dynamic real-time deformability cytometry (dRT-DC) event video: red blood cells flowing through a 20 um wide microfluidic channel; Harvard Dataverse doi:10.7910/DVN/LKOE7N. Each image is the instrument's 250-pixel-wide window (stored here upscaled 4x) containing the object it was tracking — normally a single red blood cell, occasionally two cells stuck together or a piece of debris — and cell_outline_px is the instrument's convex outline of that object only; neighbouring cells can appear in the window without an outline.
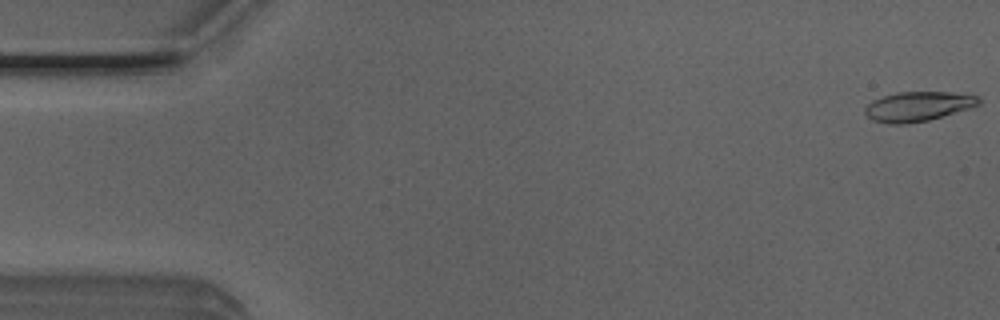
{"species": "Egyptian fruit bat (a non-hibernating species)", "species_latin": "Rousettus aegyptiacus", "temperature_condition": "room temperature", "stored_images_in_passage": 51, "camera_frame_rate_fps": 3000, "um_per_image_px": 0.085, "animal": {"sex": "male"}, "frame": {"image": 1, "passage_image": 1, "time_ms": 0.0, "image_size_px": [1000, 320], "cell_outline_px": [[980, 104], [968, 108], [928, 120], [904, 124], [888, 124], [872, 120], [864, 112], [864, 108], [872, 100], [896, 92], [952, 92], [980, 96]], "centroid_in_image_um": [78.0, 9.04], "position_along_channel_um": 7.0, "area_um2": 19.54}}
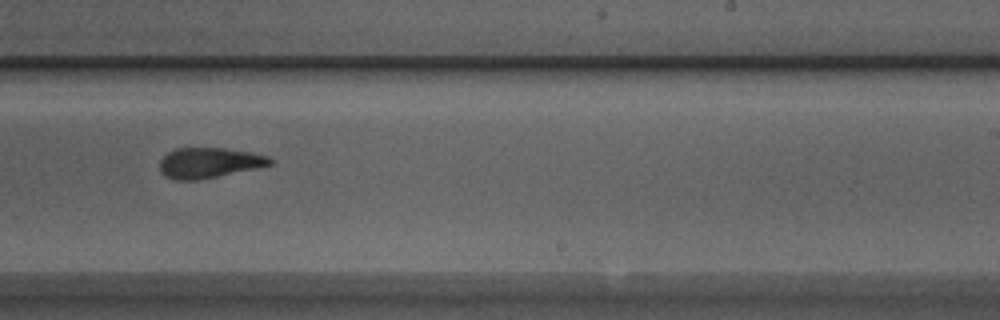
{"frame": {"image": 2, "passage_image": 31, "time_ms": 10.0, "image_size_px": [1000, 320], "cell_outline_px": [[276, 160], [272, 164], [260, 168], [200, 180], [172, 180], [164, 176], [160, 172], [160, 160], [168, 152], [176, 148], [224, 148], [252, 152], [268, 156]], "centroid_in_image_um": [17.81, 13.85], "position_along_channel_um": 271.2, "area_um2": 19.94}}
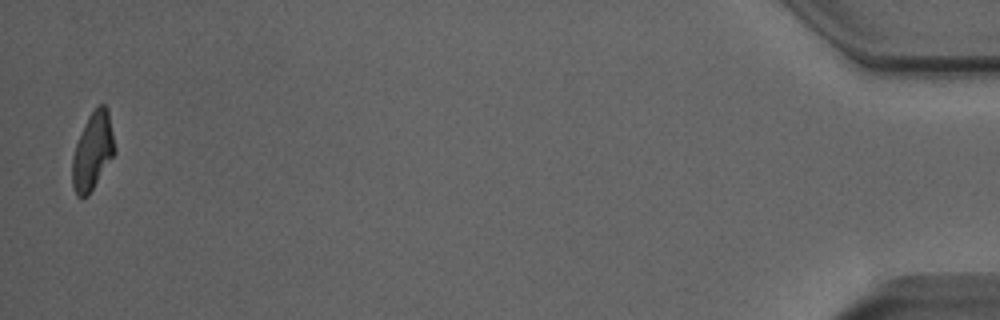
{"frame": {"image": 3, "passage_image": 50, "time_ms": 16.333, "image_size_px": [1000, 320], "cell_outline_px": [[116, 152], [88, 196], [76, 196], [72, 184], [72, 156], [80, 132], [88, 116], [100, 104], [104, 104], [108, 108], [116, 148]], "centroid_in_image_um": [7.88, 12.84], "position_along_channel_um": 427.3, "area_um2": 19.19}, "authors_computed_cell_mechanics": {"area_um2": 19.8832, "velocity_mm_per_s": 4.0265, "shape_relaxation_time_tau1_ms": 3.7052, "shape_relaxation_time_tau2_ms": 1.9444, "deformation_change_tau1": 0.167, "deformation_change_tau2": 0.1075}}